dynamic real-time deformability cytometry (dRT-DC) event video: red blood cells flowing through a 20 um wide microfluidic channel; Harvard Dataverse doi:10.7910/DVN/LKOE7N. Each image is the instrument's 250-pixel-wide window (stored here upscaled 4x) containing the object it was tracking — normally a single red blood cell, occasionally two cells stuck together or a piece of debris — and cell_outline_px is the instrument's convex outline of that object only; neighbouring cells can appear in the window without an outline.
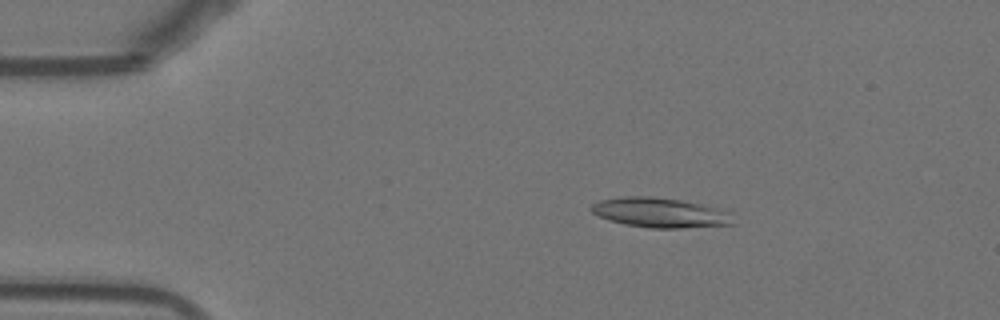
{"species": "Egyptian fruit bat (a non-hibernating species)", "species_latin": "Rousettus aegyptiacus", "temperature_condition": "warm", "stored_images_in_passage": 50, "camera_frame_rate_fps": 3000, "um_per_image_px": 0.085, "animal": {"sex": "female"}, "frame": {"image": 1, "passage_image": 8, "time_ms": 2.333, "image_size_px": [1000, 320], "cell_outline_px": [[736, 224], [680, 228], [648, 228], [624, 224], [608, 220], [592, 212], [588, 208], [592, 204], [600, 200], [620, 196], [648, 196], [680, 200], [700, 204], [716, 208], [728, 212]], "centroid_in_image_um": [56.05, 18.08], "position_along_channel_um": 28.9, "area_um2": 24.57}}
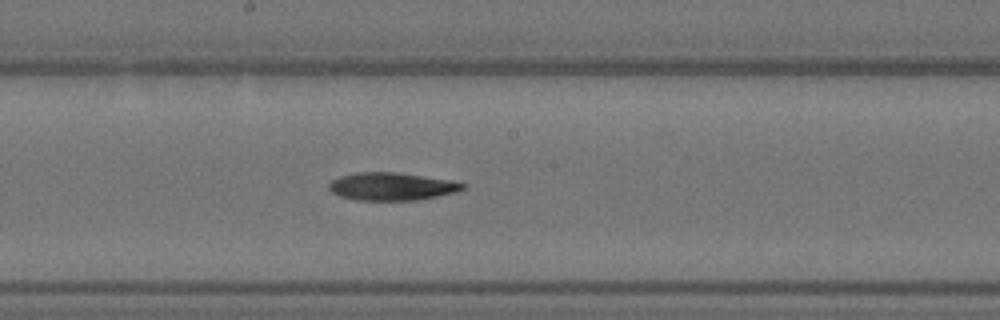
{"frame": {"image": 2, "passage_image": 27, "time_ms": 8.667, "image_size_px": [1000, 320], "cell_outline_px": [[468, 188], [456, 192], [416, 200], [356, 200], [340, 196], [332, 192], [328, 188], [328, 184], [332, 180], [340, 176], [356, 172], [392, 172], [452, 180], [468, 184]], "centroid_in_image_um": [33.31, 15.85], "position_along_channel_um": 214.9, "area_um2": 21.68}}
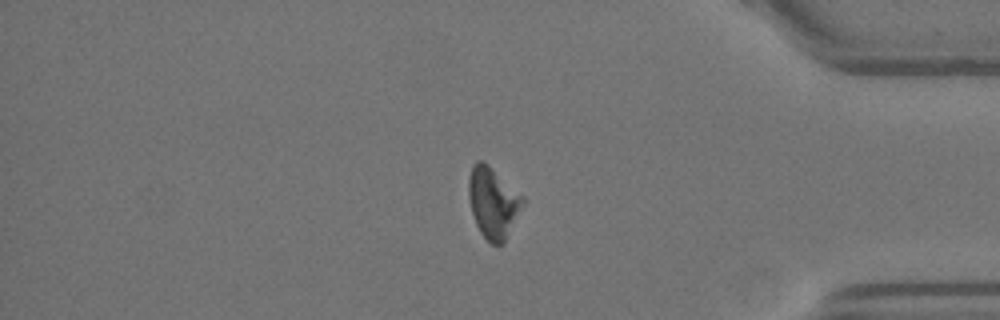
{"frame": {"image": 3, "passage_image": 43, "time_ms": 14.0, "image_size_px": [1000, 320], "cell_outline_px": [[524, 204], [504, 244], [492, 244], [480, 232], [476, 224], [472, 212], [468, 196], [468, 176], [472, 164], [476, 160], [484, 160], [524, 196]], "centroid_in_image_um": [41.91, 17.18], "position_along_channel_um": 393.3, "area_um2": 22.66}}